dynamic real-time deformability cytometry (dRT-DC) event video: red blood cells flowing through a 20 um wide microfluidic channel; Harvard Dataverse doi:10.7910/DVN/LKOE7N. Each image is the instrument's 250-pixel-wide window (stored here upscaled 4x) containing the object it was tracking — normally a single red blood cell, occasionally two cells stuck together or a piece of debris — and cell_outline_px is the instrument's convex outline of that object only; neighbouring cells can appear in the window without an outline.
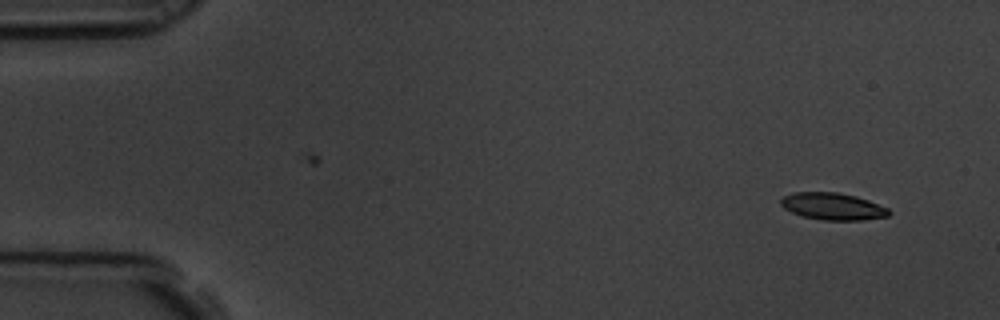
{"species": "common noctule bat (a hibernating species)", "species_latin": "Nyctalus noctula", "temperature_condition": "room temperature", "stored_images_in_passage": 7, "camera_frame_rate_fps": 3000, "um_per_image_px": 0.085, "animal": {"sex": "male", "body_mass_g": 19.5, "forearm_length_mm": 54.6}, "frame": {"image": 1, "passage_image": 1, "time_ms": 0.0, "image_size_px": [1000, 320], "cell_outline_px": [[892, 212], [888, 216], [860, 220], [824, 220], [800, 216], [784, 208], [780, 204], [780, 200], [784, 196], [792, 192], [836, 192], [856, 196], [868, 200], [888, 208]], "centroid_in_image_um": [70.77, 17.54], "position_along_channel_um": 14.2, "area_um2": 17.05}}
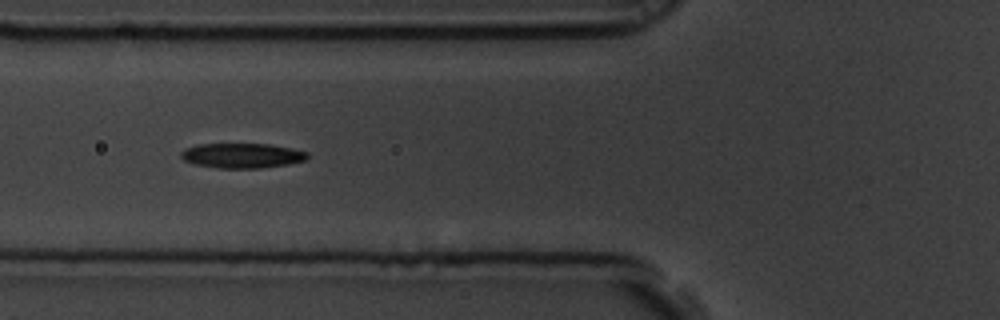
{"frame": {"image": 2, "passage_image": 6, "time_ms": 1.667, "image_size_px": [1000, 320], "cell_outline_px": [[308, 156], [304, 160], [288, 164], [260, 168], [216, 168], [192, 164], [184, 160], [180, 156], [180, 152], [184, 148], [196, 144], [268, 144], [308, 152]], "centroid_in_image_um": [20.49, 13.23], "position_along_channel_um": 105.3, "area_um2": 18.32}}
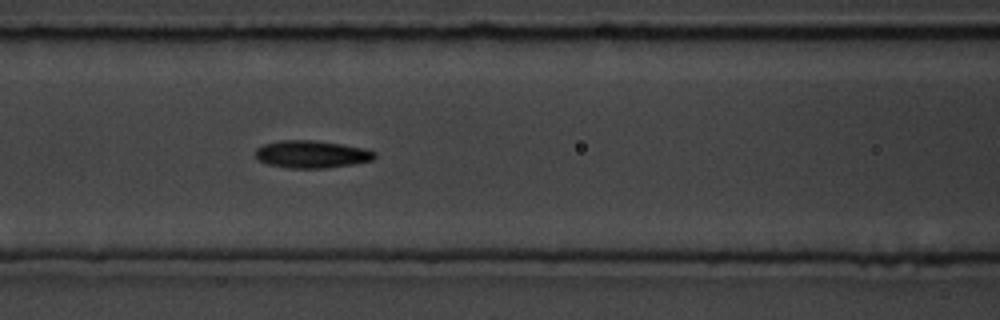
{"frame": {"image": 3, "passage_image": 7, "time_ms": 2.0, "image_size_px": [1000, 320], "cell_outline_px": [[376, 156], [372, 160], [352, 164], [328, 168], [288, 168], [268, 164], [260, 160], [256, 156], [256, 148], [264, 144], [280, 140], [316, 140], [364, 148], [376, 152]], "centroid_in_image_um": [26.5, 13.11], "position_along_channel_um": 140.1, "area_um2": 19.02}}